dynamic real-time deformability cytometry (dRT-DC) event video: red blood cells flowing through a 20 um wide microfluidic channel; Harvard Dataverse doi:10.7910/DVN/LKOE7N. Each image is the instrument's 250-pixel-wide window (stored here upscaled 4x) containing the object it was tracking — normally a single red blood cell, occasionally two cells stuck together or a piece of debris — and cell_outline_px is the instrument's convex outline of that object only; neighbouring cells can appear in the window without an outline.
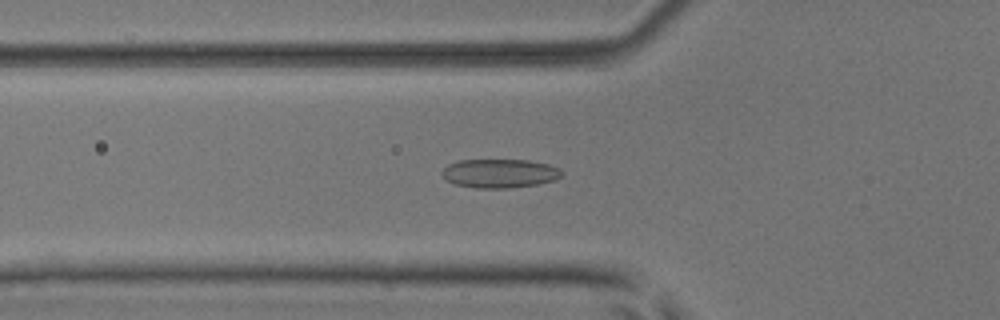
{"species": "common noctule bat (a hibernating species)", "species_latin": "Nyctalus noctula", "temperature_condition": "room temperature", "stored_images_in_passage": 33, "camera_frame_rate_fps": 3000, "um_per_image_px": 0.085, "animal": {"sex": "male", "body_mass_g": 17.9, "forearm_length_mm": 54.2}, "frame": {"image": 1, "passage_image": 4, "time_ms": 1.0, "image_size_px": [1000, 320], "cell_outline_px": [[564, 176], [556, 180], [536, 184], [508, 188], [476, 188], [456, 184], [444, 180], [440, 172], [448, 164], [460, 160], [528, 160], [548, 164], [560, 168], [564, 172]], "centroid_in_image_um": [42.49, 14.73], "position_along_channel_um": 83.3, "area_um2": 20.35}}
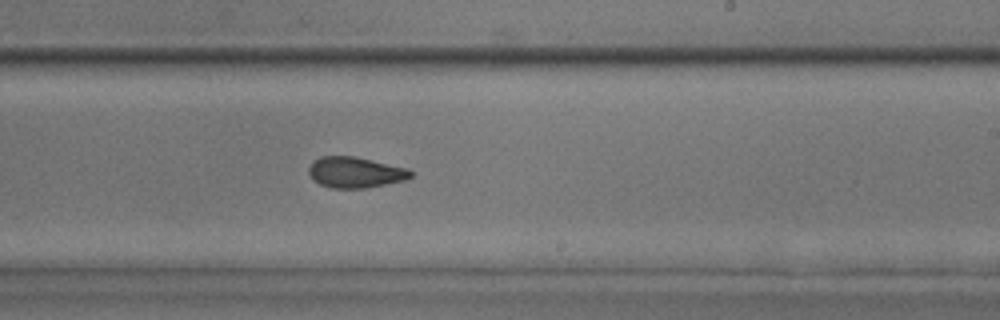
{"frame": {"image": 2, "passage_image": 17, "time_ms": 5.333, "image_size_px": [1000, 320], "cell_outline_px": [[412, 176], [408, 180], [368, 188], [332, 188], [320, 184], [312, 180], [308, 172], [308, 168], [312, 160], [320, 156], [356, 156], [408, 168], [412, 172]], "centroid_in_image_um": [30.2, 14.65], "position_along_channel_um": 258.8, "area_um2": 18.73}}
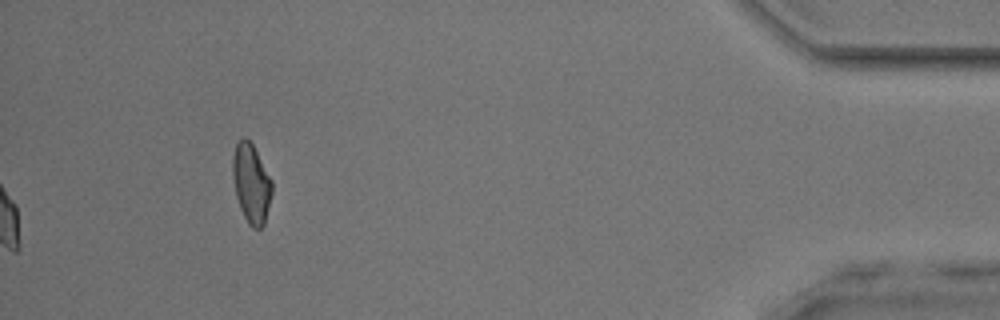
{"frame": {"image": 3, "passage_image": 33, "time_ms": 10.667, "image_size_px": [1000, 320], "cell_outline_px": [[272, 192], [264, 224], [260, 228], [252, 228], [248, 224], [240, 208], [236, 196], [232, 176], [232, 156], [236, 144], [244, 136], [252, 144], [272, 180]], "centroid_in_image_um": [21.34, 15.59], "position_along_channel_um": 413.9, "area_um2": 18.03}, "authors_computed_cell_mechanics": {"area_um2": 18.6694, "velocity_mm_per_s": 4.0573, "shape_relaxation_time_tau1_ms": 4.1019, "shape_relaxation_time_tau2_ms": 1.7971, "deformation_change_tau1": 0.114, "deformation_change_tau2": 0.074}}